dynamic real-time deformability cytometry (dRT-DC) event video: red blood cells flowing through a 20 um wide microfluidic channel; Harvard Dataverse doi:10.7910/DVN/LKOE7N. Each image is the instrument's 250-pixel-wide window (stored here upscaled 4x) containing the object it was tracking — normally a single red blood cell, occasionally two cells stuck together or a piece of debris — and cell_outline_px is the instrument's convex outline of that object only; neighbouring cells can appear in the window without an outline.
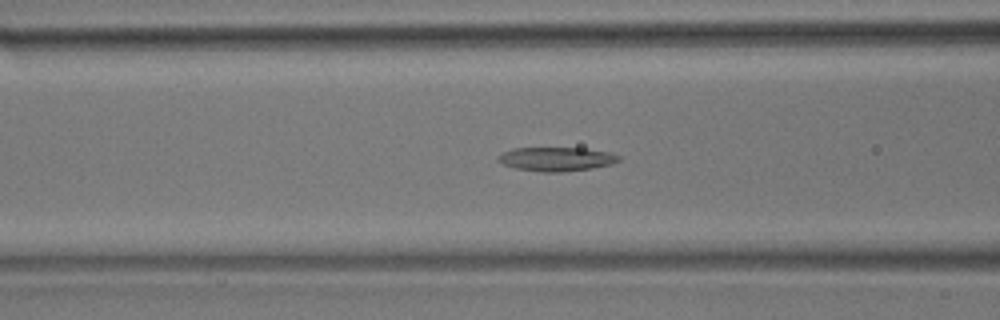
{"species": "common noctule bat (a hibernating species)", "species_latin": "Nyctalus noctula", "temperature_condition": "room temperature", "stored_images_in_passage": 34, "camera_frame_rate_fps": 3000, "um_per_image_px": 0.085, "animal": {"sex": "male", "body_mass_g": 17.9}, "frame": {"image": 1, "passage_image": 4, "time_ms": 1.0, "image_size_px": [1000, 320], "cell_outline_px": [[612, 160], [604, 164], [584, 168], [524, 168], [512, 164], [512, 152], [524, 148], [576, 148], [596, 152]], "centroid_in_image_um": [47.37, 13.45], "position_along_channel_um": 119.2, "area_um2": 12.25}}
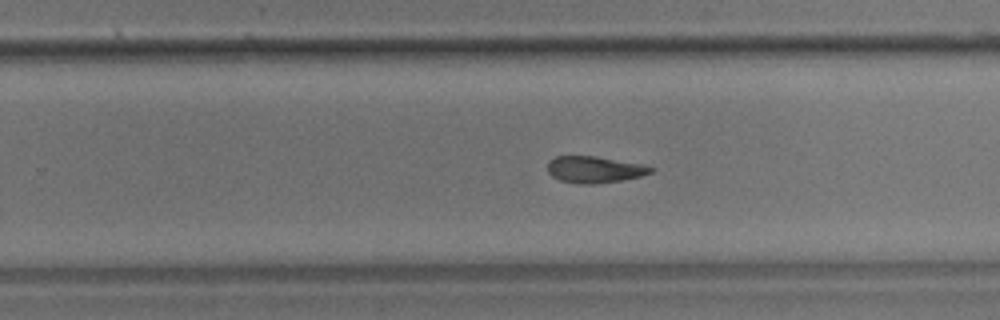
{"frame": {"image": 2, "passage_image": 16, "time_ms": 5.0, "image_size_px": [1000, 320], "cell_outline_px": [[652, 168], [648, 172], [636, 176], [616, 180], [564, 180], [556, 176], [548, 168], [548, 164], [552, 160], [560, 156], [588, 156]], "centroid_in_image_um": [50.43, 14.35], "position_along_channel_um": 279.4, "area_um2": 13.29}}
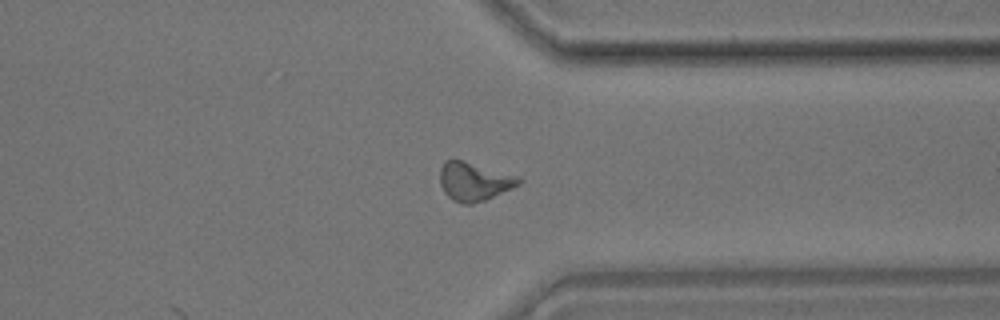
{"frame": {"image": 3, "passage_image": 23, "time_ms": 7.333, "image_size_px": [1000, 320], "cell_outline_px": [[520, 180], [516, 184], [508, 188], [488, 196], [476, 200], [456, 200], [444, 188], [440, 176], [444, 164], [448, 160], [460, 160]], "centroid_in_image_um": [40.19, 15.37], "position_along_channel_um": 371.2, "area_um2": 14.74}}